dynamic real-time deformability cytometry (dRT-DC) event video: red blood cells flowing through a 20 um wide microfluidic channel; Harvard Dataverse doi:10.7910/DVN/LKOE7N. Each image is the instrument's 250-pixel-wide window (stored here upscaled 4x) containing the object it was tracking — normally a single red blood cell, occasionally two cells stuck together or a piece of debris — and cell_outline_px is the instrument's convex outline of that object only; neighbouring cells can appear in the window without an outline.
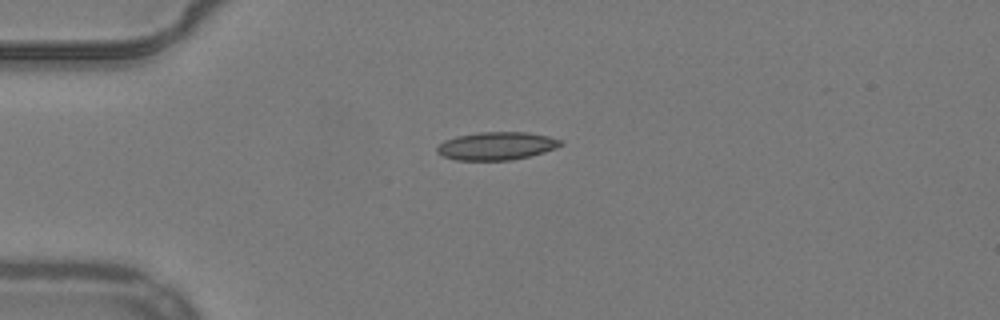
{"species": "common noctule bat (a hibernating species)", "species_latin": "Nyctalus noctula", "temperature_condition": "warm", "stored_images_in_passage": 29, "camera_frame_rate_fps": 3000, "um_per_image_px": 0.085, "animal": {"sex": "male", "body_mass_g": 19.2, "forearm_length_mm": 51.8}, "frame": {"image": 1, "passage_image": 1, "time_ms": 0.0, "image_size_px": [1000, 320], "cell_outline_px": [[564, 144], [556, 148], [544, 152], [512, 160], [456, 160], [444, 156], [436, 152], [436, 148], [444, 140], [456, 136], [476, 132], [528, 132], [548, 136], [564, 140]], "centroid_in_image_um": [42.23, 12.39], "position_along_channel_um": 42.8, "area_um2": 20.29}}
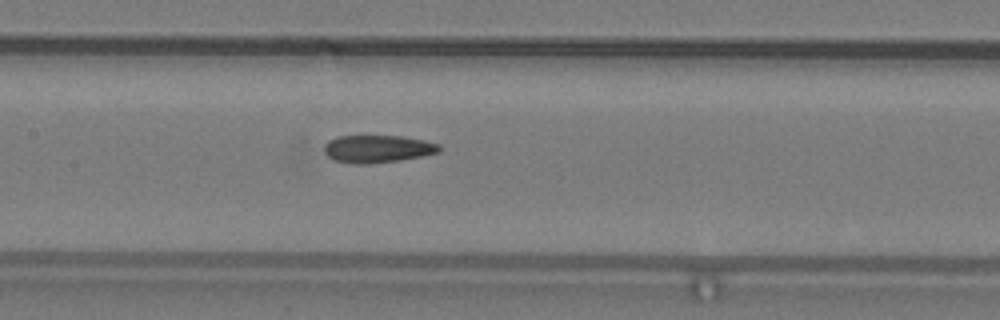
{"frame": {"image": 2, "passage_image": 13, "time_ms": 4.0, "image_size_px": [1000, 320], "cell_outline_px": [[440, 152], [400, 160], [368, 164], [352, 164], [332, 160], [324, 152], [324, 144], [328, 140], [336, 136], [400, 136], [424, 140], [440, 144]], "centroid_in_image_um": [32.05, 12.65], "position_along_channel_um": 175.4, "area_um2": 18.61}}
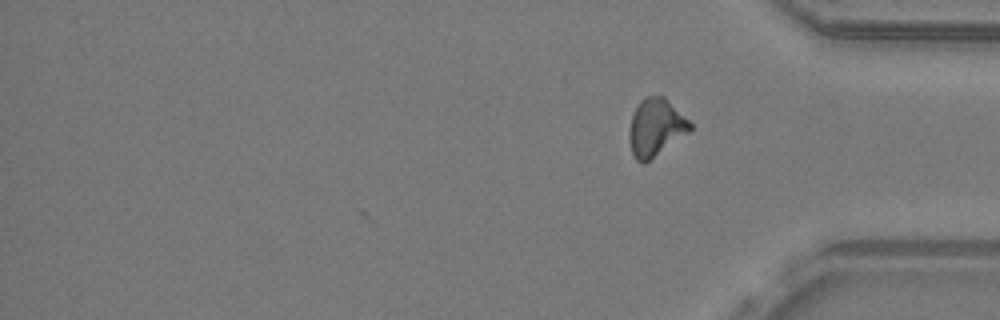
{"frame": {"image": 3, "passage_image": 29, "time_ms": 9.333, "image_size_px": [1000, 320], "cell_outline_px": [[692, 128], [688, 132], [644, 164], [640, 164], [636, 160], [632, 152], [628, 136], [628, 132], [632, 116], [640, 100], [648, 96], [664, 96], [692, 124]], "centroid_in_image_um": [55.71, 10.84], "position_along_channel_um": 379.5, "area_um2": 20.06}, "authors_computed_cell_mechanics": {"area_um2": 19.0162, "velocity_mm_per_s": 3.9536, "shape_relaxation_time_tau1_ms": null, "shape_relaxation_time_tau2_ms": 2.7336, "deformation_change_tau1": null, "deformation_change_tau2": 0.0943}}